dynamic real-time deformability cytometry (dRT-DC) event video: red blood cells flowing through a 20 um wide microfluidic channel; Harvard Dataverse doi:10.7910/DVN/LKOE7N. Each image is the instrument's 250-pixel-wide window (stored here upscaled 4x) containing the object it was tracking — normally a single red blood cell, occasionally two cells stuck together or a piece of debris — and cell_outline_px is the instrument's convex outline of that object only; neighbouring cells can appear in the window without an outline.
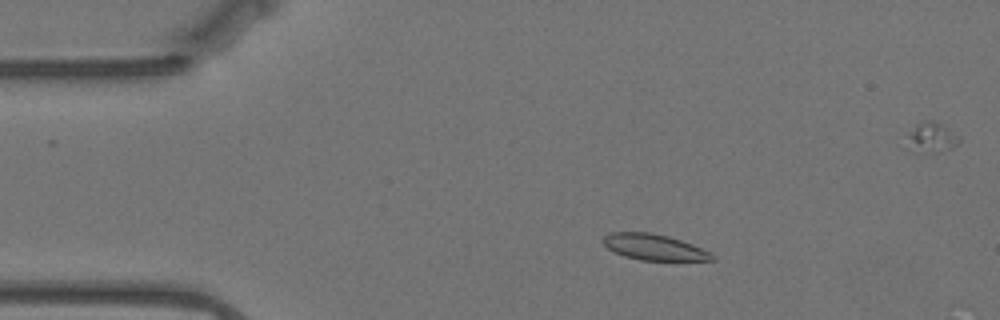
{"species": "Egyptian fruit bat (a non-hibernating species)", "species_latin": "Rousettus aegyptiacus", "temperature_condition": "warm", "stored_images_in_passage": 57, "camera_frame_rate_fps": 3000, "um_per_image_px": 0.085, "animal": {"sex": "female"}, "frame": {"image": 1, "passage_image": 8, "time_ms": 2.333, "image_size_px": [1000, 320], "cell_outline_px": [[716, 260], [640, 260], [624, 256], [608, 248], [600, 240], [604, 236], [612, 232], [648, 232], [668, 236], [692, 244], [716, 256]], "centroid_in_image_um": [55.57, 21.0], "position_along_channel_um": 29.4, "area_um2": 16.3}}
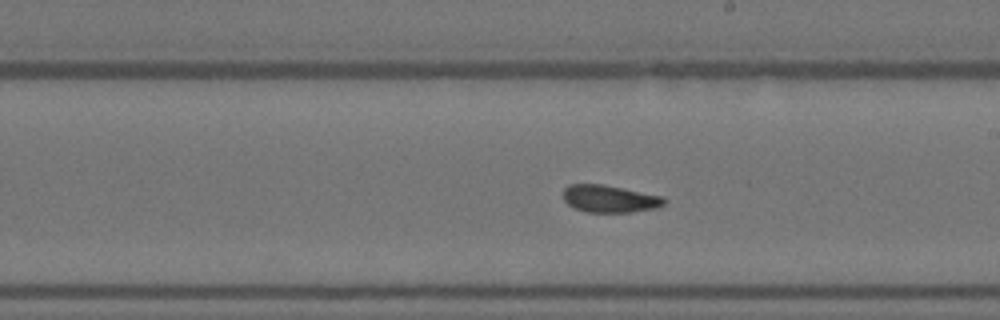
{"frame": {"image": 2, "passage_image": 30, "time_ms": 9.667, "image_size_px": [1000, 320], "cell_outline_px": [[668, 200], [664, 204], [656, 208], [632, 212], [588, 212], [576, 208], [568, 204], [564, 200], [564, 188], [568, 184], [604, 184], [664, 196]], "centroid_in_image_um": [51.86, 16.88], "position_along_channel_um": 237.1, "area_um2": 16.18}}
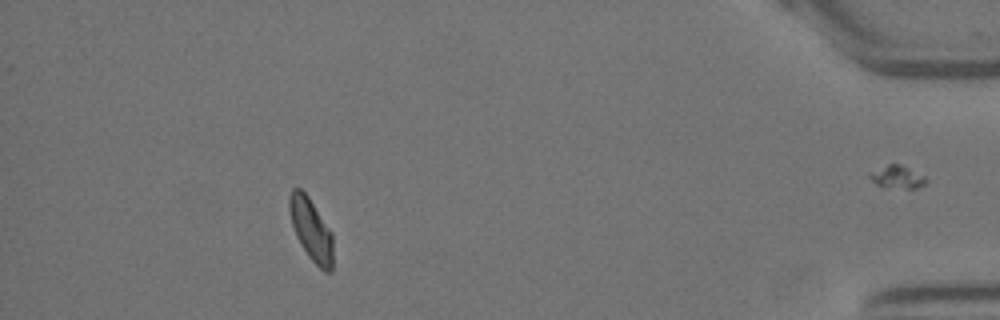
{"frame": {"image": 3, "passage_image": 50, "time_ms": 16.333, "image_size_px": [1000, 320], "cell_outline_px": [[332, 272], [324, 272], [308, 256], [300, 244], [296, 236], [292, 224], [288, 208], [288, 196], [292, 188], [300, 188], [308, 196], [332, 232]], "centroid_in_image_um": [26.43, 19.5], "position_along_channel_um": 408.8, "area_um2": 15.9}, "authors_computed_cell_mechanics": {"area_um2": 16.2996, "velocity_mm_per_s": 3.4855, "shape_relaxation_time_tau1_ms": 5.1341, "shape_relaxation_time_tau2_ms": 1.8377, "deformation_change_tau1": 0.1032, "deformation_change_tau2": 0.0655}}